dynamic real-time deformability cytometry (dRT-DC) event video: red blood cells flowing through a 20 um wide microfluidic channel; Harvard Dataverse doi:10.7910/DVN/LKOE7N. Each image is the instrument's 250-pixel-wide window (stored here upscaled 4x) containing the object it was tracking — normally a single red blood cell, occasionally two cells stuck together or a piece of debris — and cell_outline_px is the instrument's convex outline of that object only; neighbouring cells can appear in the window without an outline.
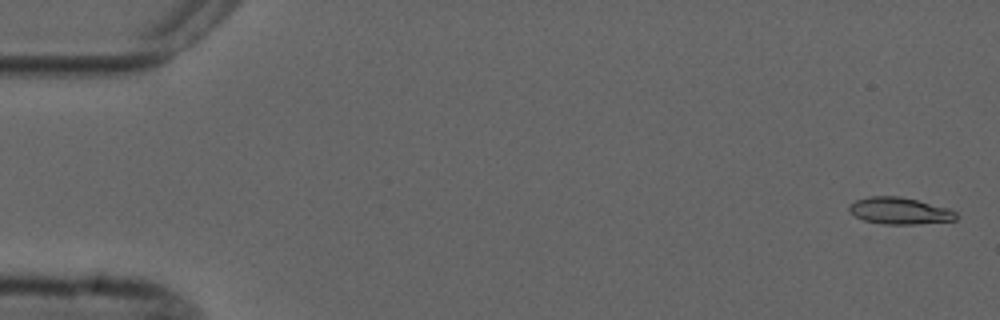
{"species": "common noctule bat (a hibernating species)", "species_latin": "Nyctalus noctula", "temperature_condition": "cold", "stored_images_in_passage": 4, "camera_frame_rate_fps": 3000, "um_per_image_px": 0.085, "animal": {"sex": "male", "forearm_length_mm": 52.5}, "frame": {"image": 1, "passage_image": 1, "time_ms": 0.0, "image_size_px": [1000, 320], "cell_outline_px": [[956, 220], [916, 224], [884, 224], [864, 220], [856, 216], [848, 208], [848, 204], [856, 200], [868, 196], [900, 196], [948, 208], [956, 212]], "centroid_in_image_um": [76.45, 17.91], "position_along_channel_um": 8.6, "area_um2": 16.53}}
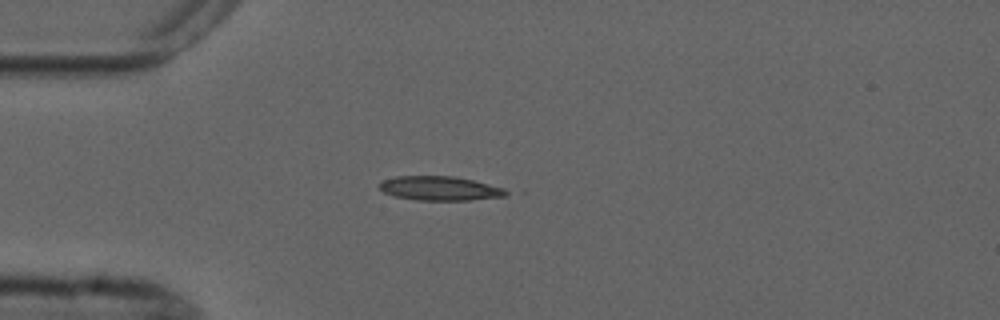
{"frame": {"image": 2, "passage_image": 4, "time_ms": 4.333, "image_size_px": [1000, 320], "cell_outline_px": [[512, 192], [504, 196], [468, 200], [416, 200], [396, 196], [384, 192], [380, 188], [380, 184], [384, 180], [396, 176], [452, 176], [472, 180], [504, 188]], "centroid_in_image_um": [37.42, 16.01], "position_along_channel_um": 47.6, "area_um2": 17.63}}